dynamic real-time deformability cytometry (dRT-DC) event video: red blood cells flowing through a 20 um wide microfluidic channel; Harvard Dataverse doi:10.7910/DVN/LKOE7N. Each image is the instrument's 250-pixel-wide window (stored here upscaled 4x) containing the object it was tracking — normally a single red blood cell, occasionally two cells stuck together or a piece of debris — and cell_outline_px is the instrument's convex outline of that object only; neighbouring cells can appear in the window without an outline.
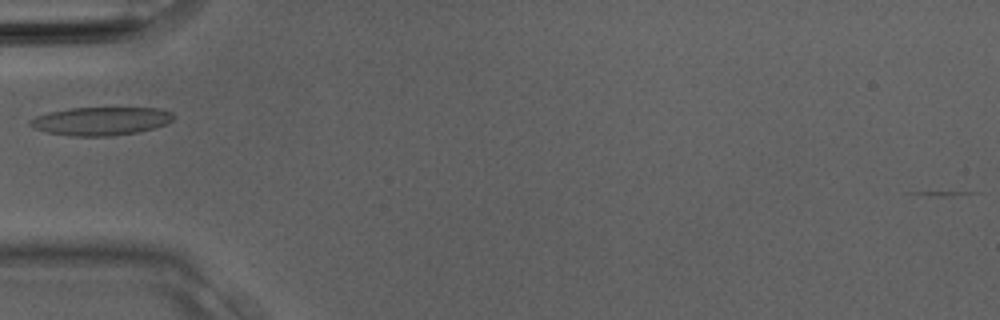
{"species": "Egyptian fruit bat (a non-hibernating species)", "species_latin": "Rousettus aegyptiacus", "temperature_condition": "room temperature", "stored_images_in_passage": 3, "camera_frame_rate_fps": 3000, "um_per_image_px": 0.085, "animal": {"sex": "male"}, "frame": {"image": 1, "passage_image": 3, "time_ms": 0.667, "image_size_px": [1000, 320], "cell_outline_px": [[176, 116], [168, 124], [136, 132], [108, 136], [72, 136], [48, 132], [36, 128], [28, 124], [28, 120], [36, 116], [48, 112], [68, 108], [160, 108], [172, 112]], "centroid_in_image_um": [8.59, 10.28], "position_along_channel_um": 76.4, "area_um2": 23.58}}